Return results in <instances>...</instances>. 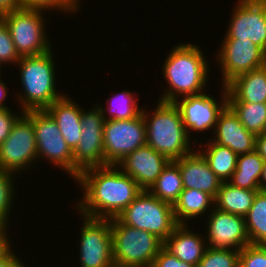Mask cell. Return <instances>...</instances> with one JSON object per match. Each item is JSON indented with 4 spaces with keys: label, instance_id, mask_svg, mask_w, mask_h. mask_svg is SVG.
<instances>
[{
    "label": "cell",
    "instance_id": "6da1fadb",
    "mask_svg": "<svg viewBox=\"0 0 266 267\" xmlns=\"http://www.w3.org/2000/svg\"><path fill=\"white\" fill-rule=\"evenodd\" d=\"M116 165L90 167L75 179L84 196L76 206L83 216L116 218L142 191L137 182Z\"/></svg>",
    "mask_w": 266,
    "mask_h": 267
},
{
    "label": "cell",
    "instance_id": "7a4b0ae2",
    "mask_svg": "<svg viewBox=\"0 0 266 267\" xmlns=\"http://www.w3.org/2000/svg\"><path fill=\"white\" fill-rule=\"evenodd\" d=\"M168 54L162 73L169 86L159 101L175 102L180 96L202 93L207 85L209 66L200 47L182 43Z\"/></svg>",
    "mask_w": 266,
    "mask_h": 267
},
{
    "label": "cell",
    "instance_id": "3957f363",
    "mask_svg": "<svg viewBox=\"0 0 266 267\" xmlns=\"http://www.w3.org/2000/svg\"><path fill=\"white\" fill-rule=\"evenodd\" d=\"M153 113L150 119L151 114L142 109L146 125V145L170 161L180 159L193 151L180 110L174 102L159 101Z\"/></svg>",
    "mask_w": 266,
    "mask_h": 267
},
{
    "label": "cell",
    "instance_id": "277c9868",
    "mask_svg": "<svg viewBox=\"0 0 266 267\" xmlns=\"http://www.w3.org/2000/svg\"><path fill=\"white\" fill-rule=\"evenodd\" d=\"M53 51L47 53L21 57L19 64L20 80L24 87L22 93L16 96L20 101L22 112L31 110H46L54 101L62 98L55 84V63Z\"/></svg>",
    "mask_w": 266,
    "mask_h": 267
},
{
    "label": "cell",
    "instance_id": "5b68a950",
    "mask_svg": "<svg viewBox=\"0 0 266 267\" xmlns=\"http://www.w3.org/2000/svg\"><path fill=\"white\" fill-rule=\"evenodd\" d=\"M112 257L115 267L153 264L164 242L156 235L111 219Z\"/></svg>",
    "mask_w": 266,
    "mask_h": 267
},
{
    "label": "cell",
    "instance_id": "8992f818",
    "mask_svg": "<svg viewBox=\"0 0 266 267\" xmlns=\"http://www.w3.org/2000/svg\"><path fill=\"white\" fill-rule=\"evenodd\" d=\"M122 224L156 235L163 242L178 225L173 206L142 190L117 217Z\"/></svg>",
    "mask_w": 266,
    "mask_h": 267
},
{
    "label": "cell",
    "instance_id": "52a82bcc",
    "mask_svg": "<svg viewBox=\"0 0 266 267\" xmlns=\"http://www.w3.org/2000/svg\"><path fill=\"white\" fill-rule=\"evenodd\" d=\"M42 11L45 10L20 8L0 17L10 31L20 57L41 55L52 49L44 30L46 20Z\"/></svg>",
    "mask_w": 266,
    "mask_h": 267
},
{
    "label": "cell",
    "instance_id": "ba28073f",
    "mask_svg": "<svg viewBox=\"0 0 266 267\" xmlns=\"http://www.w3.org/2000/svg\"><path fill=\"white\" fill-rule=\"evenodd\" d=\"M37 158L33 110L22 112L7 139L0 144V168L13 174L21 173L18 171L30 168L28 165L35 164Z\"/></svg>",
    "mask_w": 266,
    "mask_h": 267
},
{
    "label": "cell",
    "instance_id": "9c48e42d",
    "mask_svg": "<svg viewBox=\"0 0 266 267\" xmlns=\"http://www.w3.org/2000/svg\"><path fill=\"white\" fill-rule=\"evenodd\" d=\"M103 135L104 162L117 165L125 156L146 145L143 114L131 119L105 120Z\"/></svg>",
    "mask_w": 266,
    "mask_h": 267
},
{
    "label": "cell",
    "instance_id": "30bf717a",
    "mask_svg": "<svg viewBox=\"0 0 266 267\" xmlns=\"http://www.w3.org/2000/svg\"><path fill=\"white\" fill-rule=\"evenodd\" d=\"M92 109L86 112L82 108L81 138L73 151L74 180L84 169L107 165L104 162L103 147L104 113L98 105Z\"/></svg>",
    "mask_w": 266,
    "mask_h": 267
},
{
    "label": "cell",
    "instance_id": "8fae6325",
    "mask_svg": "<svg viewBox=\"0 0 266 267\" xmlns=\"http://www.w3.org/2000/svg\"><path fill=\"white\" fill-rule=\"evenodd\" d=\"M37 157H44L73 178V151L46 110H33Z\"/></svg>",
    "mask_w": 266,
    "mask_h": 267
},
{
    "label": "cell",
    "instance_id": "7c38bea8",
    "mask_svg": "<svg viewBox=\"0 0 266 267\" xmlns=\"http://www.w3.org/2000/svg\"><path fill=\"white\" fill-rule=\"evenodd\" d=\"M84 217V218H83ZM80 267H115L112 257L111 219L83 216Z\"/></svg>",
    "mask_w": 266,
    "mask_h": 267
},
{
    "label": "cell",
    "instance_id": "4fadbf2b",
    "mask_svg": "<svg viewBox=\"0 0 266 267\" xmlns=\"http://www.w3.org/2000/svg\"><path fill=\"white\" fill-rule=\"evenodd\" d=\"M217 58L222 69V83L226 86L240 74L266 65V53L249 38L224 39Z\"/></svg>",
    "mask_w": 266,
    "mask_h": 267
},
{
    "label": "cell",
    "instance_id": "5bb4252c",
    "mask_svg": "<svg viewBox=\"0 0 266 267\" xmlns=\"http://www.w3.org/2000/svg\"><path fill=\"white\" fill-rule=\"evenodd\" d=\"M224 39H250L266 53V0H239Z\"/></svg>",
    "mask_w": 266,
    "mask_h": 267
},
{
    "label": "cell",
    "instance_id": "9a60e30c",
    "mask_svg": "<svg viewBox=\"0 0 266 267\" xmlns=\"http://www.w3.org/2000/svg\"><path fill=\"white\" fill-rule=\"evenodd\" d=\"M222 101L218 102L207 93L189 95L176 100L174 103L179 108L187 134L189 130L207 132L210 128H215L219 114L227 106V88L222 85ZM189 129V130H188Z\"/></svg>",
    "mask_w": 266,
    "mask_h": 267
},
{
    "label": "cell",
    "instance_id": "2e32d148",
    "mask_svg": "<svg viewBox=\"0 0 266 267\" xmlns=\"http://www.w3.org/2000/svg\"><path fill=\"white\" fill-rule=\"evenodd\" d=\"M207 222L208 247L241 250L250 244L245 217L224 212L215 207L211 209Z\"/></svg>",
    "mask_w": 266,
    "mask_h": 267
},
{
    "label": "cell",
    "instance_id": "e0dca14e",
    "mask_svg": "<svg viewBox=\"0 0 266 267\" xmlns=\"http://www.w3.org/2000/svg\"><path fill=\"white\" fill-rule=\"evenodd\" d=\"M170 160L144 145L125 156L116 166L135 180L142 190H149Z\"/></svg>",
    "mask_w": 266,
    "mask_h": 267
},
{
    "label": "cell",
    "instance_id": "ac0fdd59",
    "mask_svg": "<svg viewBox=\"0 0 266 267\" xmlns=\"http://www.w3.org/2000/svg\"><path fill=\"white\" fill-rule=\"evenodd\" d=\"M196 151H192L174 161L179 166L183 188L206 192L215 199L222 181L210 169L201 150Z\"/></svg>",
    "mask_w": 266,
    "mask_h": 267
},
{
    "label": "cell",
    "instance_id": "d6986e66",
    "mask_svg": "<svg viewBox=\"0 0 266 267\" xmlns=\"http://www.w3.org/2000/svg\"><path fill=\"white\" fill-rule=\"evenodd\" d=\"M214 130L212 132L215 133V138L213 137L212 142L229 147L237 155L255 150L256 136L240 123L228 105L219 114Z\"/></svg>",
    "mask_w": 266,
    "mask_h": 267
},
{
    "label": "cell",
    "instance_id": "ffe728a7",
    "mask_svg": "<svg viewBox=\"0 0 266 267\" xmlns=\"http://www.w3.org/2000/svg\"><path fill=\"white\" fill-rule=\"evenodd\" d=\"M226 88L227 102L266 103V65L238 75Z\"/></svg>",
    "mask_w": 266,
    "mask_h": 267
},
{
    "label": "cell",
    "instance_id": "44dd1931",
    "mask_svg": "<svg viewBox=\"0 0 266 267\" xmlns=\"http://www.w3.org/2000/svg\"><path fill=\"white\" fill-rule=\"evenodd\" d=\"M46 111L56 121L57 126L72 151L75 150L81 138V115L82 108H79L67 95L54 101Z\"/></svg>",
    "mask_w": 266,
    "mask_h": 267
},
{
    "label": "cell",
    "instance_id": "7402d4cb",
    "mask_svg": "<svg viewBox=\"0 0 266 267\" xmlns=\"http://www.w3.org/2000/svg\"><path fill=\"white\" fill-rule=\"evenodd\" d=\"M204 239L201 234L189 231L186 224H178L164 241V247L179 260L197 267L208 247Z\"/></svg>",
    "mask_w": 266,
    "mask_h": 267
},
{
    "label": "cell",
    "instance_id": "603a6c76",
    "mask_svg": "<svg viewBox=\"0 0 266 267\" xmlns=\"http://www.w3.org/2000/svg\"><path fill=\"white\" fill-rule=\"evenodd\" d=\"M264 159L254 150L237 157L234 173L227 181L231 185L248 190H260Z\"/></svg>",
    "mask_w": 266,
    "mask_h": 267
},
{
    "label": "cell",
    "instance_id": "cb8c5ba5",
    "mask_svg": "<svg viewBox=\"0 0 266 267\" xmlns=\"http://www.w3.org/2000/svg\"><path fill=\"white\" fill-rule=\"evenodd\" d=\"M258 191L235 187L228 182H222L215 197V205L219 210L245 217L250 210Z\"/></svg>",
    "mask_w": 266,
    "mask_h": 267
},
{
    "label": "cell",
    "instance_id": "d4e9b609",
    "mask_svg": "<svg viewBox=\"0 0 266 267\" xmlns=\"http://www.w3.org/2000/svg\"><path fill=\"white\" fill-rule=\"evenodd\" d=\"M214 203L215 199L206 192L196 189H183L177 201L173 204L174 218L177 224H187L186 220L205 214V211L211 205L214 208Z\"/></svg>",
    "mask_w": 266,
    "mask_h": 267
},
{
    "label": "cell",
    "instance_id": "484cf974",
    "mask_svg": "<svg viewBox=\"0 0 266 267\" xmlns=\"http://www.w3.org/2000/svg\"><path fill=\"white\" fill-rule=\"evenodd\" d=\"M205 153L202 155L207 160L210 169L222 181L227 182L236 169L238 155L229 147L208 140Z\"/></svg>",
    "mask_w": 266,
    "mask_h": 267
},
{
    "label": "cell",
    "instance_id": "4316f807",
    "mask_svg": "<svg viewBox=\"0 0 266 267\" xmlns=\"http://www.w3.org/2000/svg\"><path fill=\"white\" fill-rule=\"evenodd\" d=\"M183 189L179 166L174 161H170L148 191L173 206Z\"/></svg>",
    "mask_w": 266,
    "mask_h": 267
},
{
    "label": "cell",
    "instance_id": "83f0119b",
    "mask_svg": "<svg viewBox=\"0 0 266 267\" xmlns=\"http://www.w3.org/2000/svg\"><path fill=\"white\" fill-rule=\"evenodd\" d=\"M250 244L266 245V191H258L252 206L245 215Z\"/></svg>",
    "mask_w": 266,
    "mask_h": 267
},
{
    "label": "cell",
    "instance_id": "f1b7e54d",
    "mask_svg": "<svg viewBox=\"0 0 266 267\" xmlns=\"http://www.w3.org/2000/svg\"><path fill=\"white\" fill-rule=\"evenodd\" d=\"M240 123L255 136L266 132V103L227 102Z\"/></svg>",
    "mask_w": 266,
    "mask_h": 267
},
{
    "label": "cell",
    "instance_id": "f546056e",
    "mask_svg": "<svg viewBox=\"0 0 266 267\" xmlns=\"http://www.w3.org/2000/svg\"><path fill=\"white\" fill-rule=\"evenodd\" d=\"M131 93L130 91H123L112 96V100L107 102L109 114L105 108L103 109L104 106H101L100 108L104 113V119H131L139 116L143 108H139L135 97H133L134 95ZM105 116H107V118Z\"/></svg>",
    "mask_w": 266,
    "mask_h": 267
},
{
    "label": "cell",
    "instance_id": "4dcf8cb0",
    "mask_svg": "<svg viewBox=\"0 0 266 267\" xmlns=\"http://www.w3.org/2000/svg\"><path fill=\"white\" fill-rule=\"evenodd\" d=\"M239 250L207 247L197 267H238Z\"/></svg>",
    "mask_w": 266,
    "mask_h": 267
},
{
    "label": "cell",
    "instance_id": "1f68e13d",
    "mask_svg": "<svg viewBox=\"0 0 266 267\" xmlns=\"http://www.w3.org/2000/svg\"><path fill=\"white\" fill-rule=\"evenodd\" d=\"M15 175L13 173L4 171L0 168V225L2 227H7L9 212L11 210L12 198L14 196L13 192V181Z\"/></svg>",
    "mask_w": 266,
    "mask_h": 267
},
{
    "label": "cell",
    "instance_id": "d6a6232c",
    "mask_svg": "<svg viewBox=\"0 0 266 267\" xmlns=\"http://www.w3.org/2000/svg\"><path fill=\"white\" fill-rule=\"evenodd\" d=\"M238 267H266V245L249 244L239 250Z\"/></svg>",
    "mask_w": 266,
    "mask_h": 267
},
{
    "label": "cell",
    "instance_id": "836d02e7",
    "mask_svg": "<svg viewBox=\"0 0 266 267\" xmlns=\"http://www.w3.org/2000/svg\"><path fill=\"white\" fill-rule=\"evenodd\" d=\"M22 8H32L41 10H61L63 12H73L80 7L79 0H20Z\"/></svg>",
    "mask_w": 266,
    "mask_h": 267
},
{
    "label": "cell",
    "instance_id": "e575fe53",
    "mask_svg": "<svg viewBox=\"0 0 266 267\" xmlns=\"http://www.w3.org/2000/svg\"><path fill=\"white\" fill-rule=\"evenodd\" d=\"M15 45L10 35V31L5 22L0 18V71L3 64L16 63L20 60Z\"/></svg>",
    "mask_w": 266,
    "mask_h": 267
},
{
    "label": "cell",
    "instance_id": "d590c367",
    "mask_svg": "<svg viewBox=\"0 0 266 267\" xmlns=\"http://www.w3.org/2000/svg\"><path fill=\"white\" fill-rule=\"evenodd\" d=\"M153 264L155 267H196L195 265L179 260L164 246L155 257Z\"/></svg>",
    "mask_w": 266,
    "mask_h": 267
},
{
    "label": "cell",
    "instance_id": "8d00e7d4",
    "mask_svg": "<svg viewBox=\"0 0 266 267\" xmlns=\"http://www.w3.org/2000/svg\"><path fill=\"white\" fill-rule=\"evenodd\" d=\"M20 116L13 114L10 108L0 109V144L7 139L14 123Z\"/></svg>",
    "mask_w": 266,
    "mask_h": 267
},
{
    "label": "cell",
    "instance_id": "74e56055",
    "mask_svg": "<svg viewBox=\"0 0 266 267\" xmlns=\"http://www.w3.org/2000/svg\"><path fill=\"white\" fill-rule=\"evenodd\" d=\"M11 248L0 258V267H25ZM13 252V253H12Z\"/></svg>",
    "mask_w": 266,
    "mask_h": 267
},
{
    "label": "cell",
    "instance_id": "f35d334b",
    "mask_svg": "<svg viewBox=\"0 0 266 267\" xmlns=\"http://www.w3.org/2000/svg\"><path fill=\"white\" fill-rule=\"evenodd\" d=\"M22 8L20 0H0V17Z\"/></svg>",
    "mask_w": 266,
    "mask_h": 267
},
{
    "label": "cell",
    "instance_id": "ab89813d",
    "mask_svg": "<svg viewBox=\"0 0 266 267\" xmlns=\"http://www.w3.org/2000/svg\"><path fill=\"white\" fill-rule=\"evenodd\" d=\"M255 151L266 161V132L256 136Z\"/></svg>",
    "mask_w": 266,
    "mask_h": 267
},
{
    "label": "cell",
    "instance_id": "60d3db41",
    "mask_svg": "<svg viewBox=\"0 0 266 267\" xmlns=\"http://www.w3.org/2000/svg\"><path fill=\"white\" fill-rule=\"evenodd\" d=\"M7 227H3L0 230V258L11 248V243L8 240H11L7 236ZM8 238V239H7Z\"/></svg>",
    "mask_w": 266,
    "mask_h": 267
},
{
    "label": "cell",
    "instance_id": "b9f144b4",
    "mask_svg": "<svg viewBox=\"0 0 266 267\" xmlns=\"http://www.w3.org/2000/svg\"><path fill=\"white\" fill-rule=\"evenodd\" d=\"M0 76H1V73H0ZM7 91H8L7 86L5 85L4 82H2L1 77H0V109L8 108L7 105L3 104L4 100H6V96L8 93Z\"/></svg>",
    "mask_w": 266,
    "mask_h": 267
},
{
    "label": "cell",
    "instance_id": "7bdbcfd3",
    "mask_svg": "<svg viewBox=\"0 0 266 267\" xmlns=\"http://www.w3.org/2000/svg\"><path fill=\"white\" fill-rule=\"evenodd\" d=\"M260 190L266 191V161H264V164H263V170H262V175L260 179Z\"/></svg>",
    "mask_w": 266,
    "mask_h": 267
},
{
    "label": "cell",
    "instance_id": "ee69618b",
    "mask_svg": "<svg viewBox=\"0 0 266 267\" xmlns=\"http://www.w3.org/2000/svg\"><path fill=\"white\" fill-rule=\"evenodd\" d=\"M140 267H155L154 264H150V265H145V266H140Z\"/></svg>",
    "mask_w": 266,
    "mask_h": 267
}]
</instances>
